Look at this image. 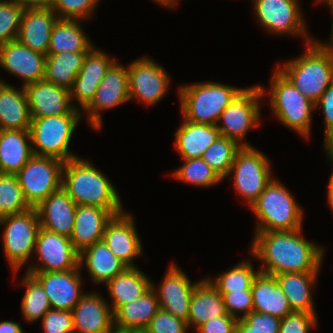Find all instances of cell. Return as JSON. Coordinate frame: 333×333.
Returning a JSON list of instances; mask_svg holds the SVG:
<instances>
[{"label":"cell","mask_w":333,"mask_h":333,"mask_svg":"<svg viewBox=\"0 0 333 333\" xmlns=\"http://www.w3.org/2000/svg\"><path fill=\"white\" fill-rule=\"evenodd\" d=\"M33 155L29 130H0V173L16 174Z\"/></svg>","instance_id":"1f68e13d"},{"label":"cell","mask_w":333,"mask_h":333,"mask_svg":"<svg viewBox=\"0 0 333 333\" xmlns=\"http://www.w3.org/2000/svg\"><path fill=\"white\" fill-rule=\"evenodd\" d=\"M328 6L330 7V10H331V13H332V18H333V4L328 5ZM331 32H332V33H331V35H330V40H328V43H327V42H325V43H323V42H319V43L333 46V20H332Z\"/></svg>","instance_id":"6f0895ef"},{"label":"cell","mask_w":333,"mask_h":333,"mask_svg":"<svg viewBox=\"0 0 333 333\" xmlns=\"http://www.w3.org/2000/svg\"><path fill=\"white\" fill-rule=\"evenodd\" d=\"M74 333H106L114 327L110 305L99 293H85L71 310Z\"/></svg>","instance_id":"7402d4cb"},{"label":"cell","mask_w":333,"mask_h":333,"mask_svg":"<svg viewBox=\"0 0 333 333\" xmlns=\"http://www.w3.org/2000/svg\"><path fill=\"white\" fill-rule=\"evenodd\" d=\"M225 309L227 314L235 319H244L253 311V299L251 290H243L237 292H228L223 295ZM241 314V316L239 313Z\"/></svg>","instance_id":"7dc6e473"},{"label":"cell","mask_w":333,"mask_h":333,"mask_svg":"<svg viewBox=\"0 0 333 333\" xmlns=\"http://www.w3.org/2000/svg\"><path fill=\"white\" fill-rule=\"evenodd\" d=\"M31 119L43 116L82 114L80 107L73 105L69 89L40 80L24 86Z\"/></svg>","instance_id":"2e32d148"},{"label":"cell","mask_w":333,"mask_h":333,"mask_svg":"<svg viewBox=\"0 0 333 333\" xmlns=\"http://www.w3.org/2000/svg\"><path fill=\"white\" fill-rule=\"evenodd\" d=\"M253 5L257 21L267 32L303 36L306 45L314 41L306 31L298 0H253Z\"/></svg>","instance_id":"7c38bea8"},{"label":"cell","mask_w":333,"mask_h":333,"mask_svg":"<svg viewBox=\"0 0 333 333\" xmlns=\"http://www.w3.org/2000/svg\"><path fill=\"white\" fill-rule=\"evenodd\" d=\"M112 299L113 314L124 304L141 298L152 288V281L138 267H127L105 284Z\"/></svg>","instance_id":"f1b7e54d"},{"label":"cell","mask_w":333,"mask_h":333,"mask_svg":"<svg viewBox=\"0 0 333 333\" xmlns=\"http://www.w3.org/2000/svg\"><path fill=\"white\" fill-rule=\"evenodd\" d=\"M34 251L40 263L34 266L31 264L27 272L66 271L79 267V253L70 237L40 227Z\"/></svg>","instance_id":"9a60e30c"},{"label":"cell","mask_w":333,"mask_h":333,"mask_svg":"<svg viewBox=\"0 0 333 333\" xmlns=\"http://www.w3.org/2000/svg\"><path fill=\"white\" fill-rule=\"evenodd\" d=\"M324 149L333 165V142L329 143Z\"/></svg>","instance_id":"9f6ffc18"},{"label":"cell","mask_w":333,"mask_h":333,"mask_svg":"<svg viewBox=\"0 0 333 333\" xmlns=\"http://www.w3.org/2000/svg\"><path fill=\"white\" fill-rule=\"evenodd\" d=\"M184 164L172 173L173 178L199 187H212L222 181L219 175L202 159H183Z\"/></svg>","instance_id":"60d3db41"},{"label":"cell","mask_w":333,"mask_h":333,"mask_svg":"<svg viewBox=\"0 0 333 333\" xmlns=\"http://www.w3.org/2000/svg\"><path fill=\"white\" fill-rule=\"evenodd\" d=\"M46 57L17 39L0 45V66L23 79V87L44 79Z\"/></svg>","instance_id":"d6986e66"},{"label":"cell","mask_w":333,"mask_h":333,"mask_svg":"<svg viewBox=\"0 0 333 333\" xmlns=\"http://www.w3.org/2000/svg\"><path fill=\"white\" fill-rule=\"evenodd\" d=\"M187 322L169 312L159 309L143 333H187Z\"/></svg>","instance_id":"f6af8a7d"},{"label":"cell","mask_w":333,"mask_h":333,"mask_svg":"<svg viewBox=\"0 0 333 333\" xmlns=\"http://www.w3.org/2000/svg\"><path fill=\"white\" fill-rule=\"evenodd\" d=\"M223 296L209 283L206 278L193 289L190 300L187 326L198 328L212 318L226 315Z\"/></svg>","instance_id":"f546056e"},{"label":"cell","mask_w":333,"mask_h":333,"mask_svg":"<svg viewBox=\"0 0 333 333\" xmlns=\"http://www.w3.org/2000/svg\"><path fill=\"white\" fill-rule=\"evenodd\" d=\"M328 184H329L328 185L329 187H328V190H327V192H328V194H327L328 201L327 202H329V205H330V207L332 209V212H333V171H332V174L330 175Z\"/></svg>","instance_id":"db71d44e"},{"label":"cell","mask_w":333,"mask_h":333,"mask_svg":"<svg viewBox=\"0 0 333 333\" xmlns=\"http://www.w3.org/2000/svg\"><path fill=\"white\" fill-rule=\"evenodd\" d=\"M244 88L218 82H202L179 87L184 120L217 125L220 115Z\"/></svg>","instance_id":"277c9868"},{"label":"cell","mask_w":333,"mask_h":333,"mask_svg":"<svg viewBox=\"0 0 333 333\" xmlns=\"http://www.w3.org/2000/svg\"><path fill=\"white\" fill-rule=\"evenodd\" d=\"M21 285L26 288L21 302L24 319L28 322L42 320V317L51 309L48 296L42 285L28 273L23 276Z\"/></svg>","instance_id":"74e56055"},{"label":"cell","mask_w":333,"mask_h":333,"mask_svg":"<svg viewBox=\"0 0 333 333\" xmlns=\"http://www.w3.org/2000/svg\"><path fill=\"white\" fill-rule=\"evenodd\" d=\"M319 272L283 273L275 275L293 311L315 313L312 288Z\"/></svg>","instance_id":"836d02e7"},{"label":"cell","mask_w":333,"mask_h":333,"mask_svg":"<svg viewBox=\"0 0 333 333\" xmlns=\"http://www.w3.org/2000/svg\"><path fill=\"white\" fill-rule=\"evenodd\" d=\"M102 240L128 267L137 266L133 260L142 254L143 249L132 214L124 211L113 216L105 226Z\"/></svg>","instance_id":"ffe728a7"},{"label":"cell","mask_w":333,"mask_h":333,"mask_svg":"<svg viewBox=\"0 0 333 333\" xmlns=\"http://www.w3.org/2000/svg\"><path fill=\"white\" fill-rule=\"evenodd\" d=\"M316 2H317V4L320 3V2H321V3H322V2H323V3H326L327 6L333 4V0H316Z\"/></svg>","instance_id":"91938a15"},{"label":"cell","mask_w":333,"mask_h":333,"mask_svg":"<svg viewBox=\"0 0 333 333\" xmlns=\"http://www.w3.org/2000/svg\"><path fill=\"white\" fill-rule=\"evenodd\" d=\"M302 230L255 232L250 252L264 264L259 271L271 275L320 272L325 250L305 239Z\"/></svg>","instance_id":"6da1fadb"},{"label":"cell","mask_w":333,"mask_h":333,"mask_svg":"<svg viewBox=\"0 0 333 333\" xmlns=\"http://www.w3.org/2000/svg\"><path fill=\"white\" fill-rule=\"evenodd\" d=\"M44 333H74L71 311L49 309L42 317Z\"/></svg>","instance_id":"c3c4849f"},{"label":"cell","mask_w":333,"mask_h":333,"mask_svg":"<svg viewBox=\"0 0 333 333\" xmlns=\"http://www.w3.org/2000/svg\"><path fill=\"white\" fill-rule=\"evenodd\" d=\"M24 9L27 8H50L53 0H13Z\"/></svg>","instance_id":"816d5d0a"},{"label":"cell","mask_w":333,"mask_h":333,"mask_svg":"<svg viewBox=\"0 0 333 333\" xmlns=\"http://www.w3.org/2000/svg\"><path fill=\"white\" fill-rule=\"evenodd\" d=\"M82 114L33 118L29 134L34 155L58 158L64 162L77 158L69 144Z\"/></svg>","instance_id":"52a82bcc"},{"label":"cell","mask_w":333,"mask_h":333,"mask_svg":"<svg viewBox=\"0 0 333 333\" xmlns=\"http://www.w3.org/2000/svg\"><path fill=\"white\" fill-rule=\"evenodd\" d=\"M253 311L283 319L293 310L275 275L258 270L251 285Z\"/></svg>","instance_id":"484cf974"},{"label":"cell","mask_w":333,"mask_h":333,"mask_svg":"<svg viewBox=\"0 0 333 333\" xmlns=\"http://www.w3.org/2000/svg\"><path fill=\"white\" fill-rule=\"evenodd\" d=\"M316 108L322 107L325 120V144L326 147L329 143L333 142V82L322 96L315 103Z\"/></svg>","instance_id":"681fc988"},{"label":"cell","mask_w":333,"mask_h":333,"mask_svg":"<svg viewBox=\"0 0 333 333\" xmlns=\"http://www.w3.org/2000/svg\"><path fill=\"white\" fill-rule=\"evenodd\" d=\"M24 8L13 0H0V45L16 40Z\"/></svg>","instance_id":"b9f144b4"},{"label":"cell","mask_w":333,"mask_h":333,"mask_svg":"<svg viewBox=\"0 0 333 333\" xmlns=\"http://www.w3.org/2000/svg\"><path fill=\"white\" fill-rule=\"evenodd\" d=\"M21 88L0 80V130H29L30 108L24 87Z\"/></svg>","instance_id":"4316f807"},{"label":"cell","mask_w":333,"mask_h":333,"mask_svg":"<svg viewBox=\"0 0 333 333\" xmlns=\"http://www.w3.org/2000/svg\"><path fill=\"white\" fill-rule=\"evenodd\" d=\"M100 0H53L51 9L59 19L86 20L93 16Z\"/></svg>","instance_id":"7bdbcfd3"},{"label":"cell","mask_w":333,"mask_h":333,"mask_svg":"<svg viewBox=\"0 0 333 333\" xmlns=\"http://www.w3.org/2000/svg\"><path fill=\"white\" fill-rule=\"evenodd\" d=\"M87 52L47 54L44 80L70 89L83 65Z\"/></svg>","instance_id":"d590c367"},{"label":"cell","mask_w":333,"mask_h":333,"mask_svg":"<svg viewBox=\"0 0 333 333\" xmlns=\"http://www.w3.org/2000/svg\"><path fill=\"white\" fill-rule=\"evenodd\" d=\"M258 271H254L253 264L247 260L241 261L232 269L224 271L214 280L206 278L209 283L223 296L228 292L251 290V285Z\"/></svg>","instance_id":"f35d334b"},{"label":"cell","mask_w":333,"mask_h":333,"mask_svg":"<svg viewBox=\"0 0 333 333\" xmlns=\"http://www.w3.org/2000/svg\"><path fill=\"white\" fill-rule=\"evenodd\" d=\"M32 208L26 201L15 174L0 173V218Z\"/></svg>","instance_id":"ab89813d"},{"label":"cell","mask_w":333,"mask_h":333,"mask_svg":"<svg viewBox=\"0 0 333 333\" xmlns=\"http://www.w3.org/2000/svg\"><path fill=\"white\" fill-rule=\"evenodd\" d=\"M82 20L58 19L54 24L47 54L88 52L93 44L81 27Z\"/></svg>","instance_id":"e575fe53"},{"label":"cell","mask_w":333,"mask_h":333,"mask_svg":"<svg viewBox=\"0 0 333 333\" xmlns=\"http://www.w3.org/2000/svg\"><path fill=\"white\" fill-rule=\"evenodd\" d=\"M129 99L145 102L147 106L159 103L169 89L170 78L164 68L149 57L137 59L129 65Z\"/></svg>","instance_id":"4fadbf2b"},{"label":"cell","mask_w":333,"mask_h":333,"mask_svg":"<svg viewBox=\"0 0 333 333\" xmlns=\"http://www.w3.org/2000/svg\"><path fill=\"white\" fill-rule=\"evenodd\" d=\"M129 99V79L127 66L120 65L118 59L107 70L98 85L97 91L91 102L83 109L89 119L88 123L95 130L102 127L101 113L121 105Z\"/></svg>","instance_id":"5bb4252c"},{"label":"cell","mask_w":333,"mask_h":333,"mask_svg":"<svg viewBox=\"0 0 333 333\" xmlns=\"http://www.w3.org/2000/svg\"><path fill=\"white\" fill-rule=\"evenodd\" d=\"M275 70L268 90L273 114L284 126L309 139L315 103L302 95L278 69Z\"/></svg>","instance_id":"8992f818"},{"label":"cell","mask_w":333,"mask_h":333,"mask_svg":"<svg viewBox=\"0 0 333 333\" xmlns=\"http://www.w3.org/2000/svg\"><path fill=\"white\" fill-rule=\"evenodd\" d=\"M4 225L2 236L3 251L14 274L28 262L35 250L38 231L41 227L35 207L24 212L0 218Z\"/></svg>","instance_id":"ba28073f"},{"label":"cell","mask_w":333,"mask_h":333,"mask_svg":"<svg viewBox=\"0 0 333 333\" xmlns=\"http://www.w3.org/2000/svg\"><path fill=\"white\" fill-rule=\"evenodd\" d=\"M180 269L172 263L158 288L156 289V285L153 282L152 288L157 295L161 309L187 321L191 295L200 280L191 282L188 276Z\"/></svg>","instance_id":"ac0fdd59"},{"label":"cell","mask_w":333,"mask_h":333,"mask_svg":"<svg viewBox=\"0 0 333 333\" xmlns=\"http://www.w3.org/2000/svg\"><path fill=\"white\" fill-rule=\"evenodd\" d=\"M280 324L278 317L252 311L237 321L235 333H279Z\"/></svg>","instance_id":"ee69618b"},{"label":"cell","mask_w":333,"mask_h":333,"mask_svg":"<svg viewBox=\"0 0 333 333\" xmlns=\"http://www.w3.org/2000/svg\"><path fill=\"white\" fill-rule=\"evenodd\" d=\"M106 333H141L139 331H133V330H121L113 327L110 331Z\"/></svg>","instance_id":"680465c9"},{"label":"cell","mask_w":333,"mask_h":333,"mask_svg":"<svg viewBox=\"0 0 333 333\" xmlns=\"http://www.w3.org/2000/svg\"><path fill=\"white\" fill-rule=\"evenodd\" d=\"M155 1L156 3H159L161 5H164L165 7L167 8H175V6L177 5V1L179 0H153Z\"/></svg>","instance_id":"11a10c76"},{"label":"cell","mask_w":333,"mask_h":333,"mask_svg":"<svg viewBox=\"0 0 333 333\" xmlns=\"http://www.w3.org/2000/svg\"><path fill=\"white\" fill-rule=\"evenodd\" d=\"M159 309L157 295L151 288L141 298L122 305L113 314L114 327L121 330L143 332Z\"/></svg>","instance_id":"d6a6232c"},{"label":"cell","mask_w":333,"mask_h":333,"mask_svg":"<svg viewBox=\"0 0 333 333\" xmlns=\"http://www.w3.org/2000/svg\"><path fill=\"white\" fill-rule=\"evenodd\" d=\"M81 268L55 272H27L43 287L52 309L71 311L85 292L81 291Z\"/></svg>","instance_id":"e0dca14e"},{"label":"cell","mask_w":333,"mask_h":333,"mask_svg":"<svg viewBox=\"0 0 333 333\" xmlns=\"http://www.w3.org/2000/svg\"><path fill=\"white\" fill-rule=\"evenodd\" d=\"M35 208L41 228L67 237L71 236L77 205L62 187Z\"/></svg>","instance_id":"cb8c5ba5"},{"label":"cell","mask_w":333,"mask_h":333,"mask_svg":"<svg viewBox=\"0 0 333 333\" xmlns=\"http://www.w3.org/2000/svg\"><path fill=\"white\" fill-rule=\"evenodd\" d=\"M316 313L304 311H292L281 319L279 333H309L313 327H317Z\"/></svg>","instance_id":"bcb514c9"},{"label":"cell","mask_w":333,"mask_h":333,"mask_svg":"<svg viewBox=\"0 0 333 333\" xmlns=\"http://www.w3.org/2000/svg\"><path fill=\"white\" fill-rule=\"evenodd\" d=\"M51 8H27L21 15L17 40L47 56L51 31L58 20Z\"/></svg>","instance_id":"603a6c76"},{"label":"cell","mask_w":333,"mask_h":333,"mask_svg":"<svg viewBox=\"0 0 333 333\" xmlns=\"http://www.w3.org/2000/svg\"><path fill=\"white\" fill-rule=\"evenodd\" d=\"M237 319L229 314L212 318L197 328L198 333H235Z\"/></svg>","instance_id":"f907efd6"},{"label":"cell","mask_w":333,"mask_h":333,"mask_svg":"<svg viewBox=\"0 0 333 333\" xmlns=\"http://www.w3.org/2000/svg\"><path fill=\"white\" fill-rule=\"evenodd\" d=\"M62 188L76 205L105 208L114 216L124 212L112 182L86 159L77 157L64 163Z\"/></svg>","instance_id":"7a4b0ae2"},{"label":"cell","mask_w":333,"mask_h":333,"mask_svg":"<svg viewBox=\"0 0 333 333\" xmlns=\"http://www.w3.org/2000/svg\"><path fill=\"white\" fill-rule=\"evenodd\" d=\"M84 263L89 277L96 284H106L128 267L114 255L103 240L79 253V267H83Z\"/></svg>","instance_id":"83f0119b"},{"label":"cell","mask_w":333,"mask_h":333,"mask_svg":"<svg viewBox=\"0 0 333 333\" xmlns=\"http://www.w3.org/2000/svg\"><path fill=\"white\" fill-rule=\"evenodd\" d=\"M99 49L92 47L86 54L83 65L76 76L72 87L69 89L70 99L78 101V106L83 110L93 99L98 85L107 70L116 61Z\"/></svg>","instance_id":"44dd1931"},{"label":"cell","mask_w":333,"mask_h":333,"mask_svg":"<svg viewBox=\"0 0 333 333\" xmlns=\"http://www.w3.org/2000/svg\"><path fill=\"white\" fill-rule=\"evenodd\" d=\"M265 90L261 85H254L244 88L236 96L219 117L216 127L220 136L233 139L242 147L251 146L245 141V136L249 129L256 128L261 124L260 109L262 105L260 99L268 93Z\"/></svg>","instance_id":"9c48e42d"},{"label":"cell","mask_w":333,"mask_h":333,"mask_svg":"<svg viewBox=\"0 0 333 333\" xmlns=\"http://www.w3.org/2000/svg\"><path fill=\"white\" fill-rule=\"evenodd\" d=\"M242 146L233 139L219 136L201 158L224 180Z\"/></svg>","instance_id":"8d00e7d4"},{"label":"cell","mask_w":333,"mask_h":333,"mask_svg":"<svg viewBox=\"0 0 333 333\" xmlns=\"http://www.w3.org/2000/svg\"><path fill=\"white\" fill-rule=\"evenodd\" d=\"M256 215V232L290 231L302 228L303 210L290 191L272 179L250 206Z\"/></svg>","instance_id":"5b68a950"},{"label":"cell","mask_w":333,"mask_h":333,"mask_svg":"<svg viewBox=\"0 0 333 333\" xmlns=\"http://www.w3.org/2000/svg\"><path fill=\"white\" fill-rule=\"evenodd\" d=\"M232 174L236 192L249 207L273 179L268 158L253 146H243L237 152L227 177Z\"/></svg>","instance_id":"8fae6325"},{"label":"cell","mask_w":333,"mask_h":333,"mask_svg":"<svg viewBox=\"0 0 333 333\" xmlns=\"http://www.w3.org/2000/svg\"><path fill=\"white\" fill-rule=\"evenodd\" d=\"M0 333H26L19 323L13 321H1Z\"/></svg>","instance_id":"f5cc1de1"},{"label":"cell","mask_w":333,"mask_h":333,"mask_svg":"<svg viewBox=\"0 0 333 333\" xmlns=\"http://www.w3.org/2000/svg\"><path fill=\"white\" fill-rule=\"evenodd\" d=\"M219 136L216 125L193 123L183 119L182 125L176 130L174 145L182 159L201 158Z\"/></svg>","instance_id":"4dcf8cb0"},{"label":"cell","mask_w":333,"mask_h":333,"mask_svg":"<svg viewBox=\"0 0 333 333\" xmlns=\"http://www.w3.org/2000/svg\"><path fill=\"white\" fill-rule=\"evenodd\" d=\"M304 54L277 69L302 95L316 103L333 82V46L314 40Z\"/></svg>","instance_id":"3957f363"},{"label":"cell","mask_w":333,"mask_h":333,"mask_svg":"<svg viewBox=\"0 0 333 333\" xmlns=\"http://www.w3.org/2000/svg\"><path fill=\"white\" fill-rule=\"evenodd\" d=\"M113 214L105 208L90 205H77L73 232L70 240L78 253L101 241L106 224Z\"/></svg>","instance_id":"d4e9b609"},{"label":"cell","mask_w":333,"mask_h":333,"mask_svg":"<svg viewBox=\"0 0 333 333\" xmlns=\"http://www.w3.org/2000/svg\"><path fill=\"white\" fill-rule=\"evenodd\" d=\"M64 163L58 158L33 155L15 174L24 197L31 207L38 206L62 187Z\"/></svg>","instance_id":"30bf717a"}]
</instances>
